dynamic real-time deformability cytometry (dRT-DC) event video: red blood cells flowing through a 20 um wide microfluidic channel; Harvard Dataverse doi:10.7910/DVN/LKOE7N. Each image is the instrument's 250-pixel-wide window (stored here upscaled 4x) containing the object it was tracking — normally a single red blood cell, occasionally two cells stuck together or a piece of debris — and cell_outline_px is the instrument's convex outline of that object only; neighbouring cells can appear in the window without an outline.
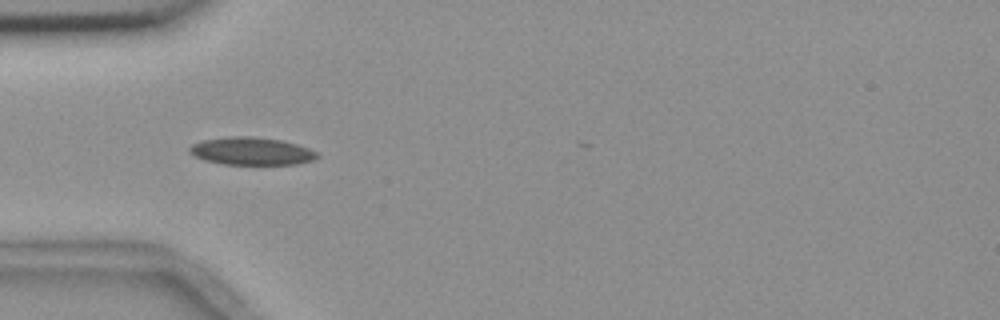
{"species": "common noctule bat (a hibernating species)", "species_latin": "Nyctalus noctula", "temperature_condition": "room temperature", "stored_images_in_passage": 3, "camera_frame_rate_fps": 3000, "um_per_image_px": 0.085, "animal": {"sex": "female", "body_mass_g": 18.4}, "frame": {"image": 1, "passage_image": 3, "time_ms": 3.333, "image_size_px": [1000, 320], "cell_outline_px": [[320, 156], [312, 160], [296, 164], [224, 164], [204, 160], [188, 152], [188, 148], [192, 144], [204, 140], [228, 136], [252, 136], [280, 140], [296, 144], [308, 148], [316, 152]], "centroid_in_image_um": [21.35, 12.84], "position_along_channel_um": 63.6, "area_um2": 20.46}}